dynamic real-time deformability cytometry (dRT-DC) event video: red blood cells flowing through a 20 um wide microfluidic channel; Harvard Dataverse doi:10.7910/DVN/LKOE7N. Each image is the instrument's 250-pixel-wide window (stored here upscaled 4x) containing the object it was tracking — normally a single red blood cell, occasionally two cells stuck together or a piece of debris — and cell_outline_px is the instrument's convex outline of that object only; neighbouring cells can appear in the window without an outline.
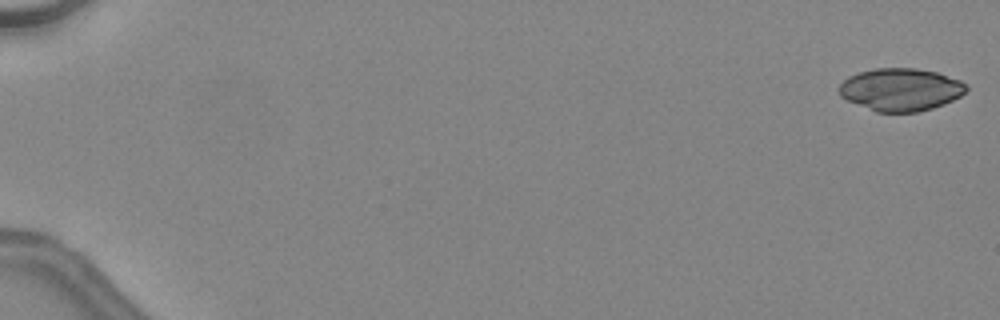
{"species": "common noctule bat (a hibernating species)", "species_latin": "Nyctalus noctula", "temperature_condition": "warm", "stored_images_in_passage": 8, "camera_frame_rate_fps": 3000, "um_per_image_px": 0.085, "animal": {"sex": "female", "body_mass_g": 24.6, "forearm_length_mm": 56.2}, "frame": {"image": 1, "passage_image": 1, "time_ms": 0.0, "image_size_px": [1000, 320], "cell_outline_px": [[968, 88], [960, 96], [944, 104], [932, 108], [916, 112], [876, 112], [848, 100], [840, 96], [840, 84], [848, 76], [860, 72], [876, 68], [916, 68], [936, 72], [960, 80], [968, 84]], "centroid_in_image_um": [76.58, 7.61], "position_along_channel_um": 8.4, "area_um2": 31.44}}